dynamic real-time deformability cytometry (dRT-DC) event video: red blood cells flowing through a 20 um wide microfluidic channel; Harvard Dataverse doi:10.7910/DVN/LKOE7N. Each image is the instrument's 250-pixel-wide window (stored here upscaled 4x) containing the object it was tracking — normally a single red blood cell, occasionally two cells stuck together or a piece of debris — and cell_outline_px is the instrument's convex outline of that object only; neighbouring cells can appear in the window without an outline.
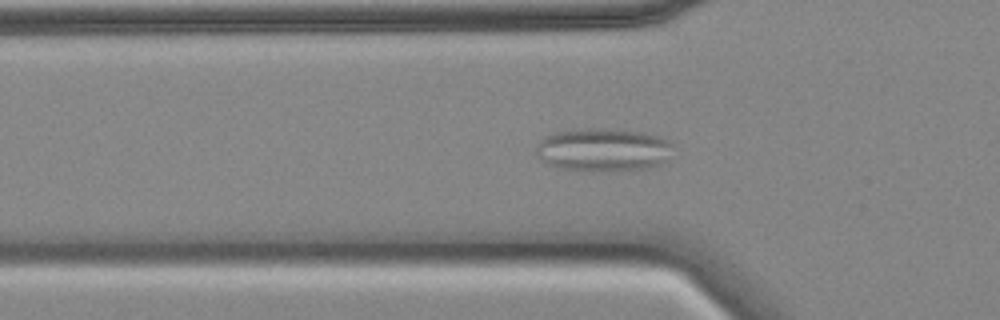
{"species": "common noctule bat (a hibernating species)", "species_latin": "Nyctalus noctula", "temperature_condition": "cold", "stored_images_in_passage": 55, "camera_frame_rate_fps": 3000, "um_per_image_px": 0.085, "animal": {"sex": "female", "body_mass_g": 18.4}, "frame": {"image": 1, "passage_image": 15, "time_ms": 4.667, "image_size_px": [1000, 320], "cell_outline_px": [[672, 144], [664, 160], [660, 164], [644, 168], [616, 172], [560, 168], [548, 164], [540, 160], [536, 156], [536, 148], [540, 140], [556, 132], [580, 128], [608, 128], [640, 132], [656, 136], [668, 140]], "centroid_in_image_um": [51.21, 12.73], "position_along_channel_um": 74.6, "area_um2": 34.22}}
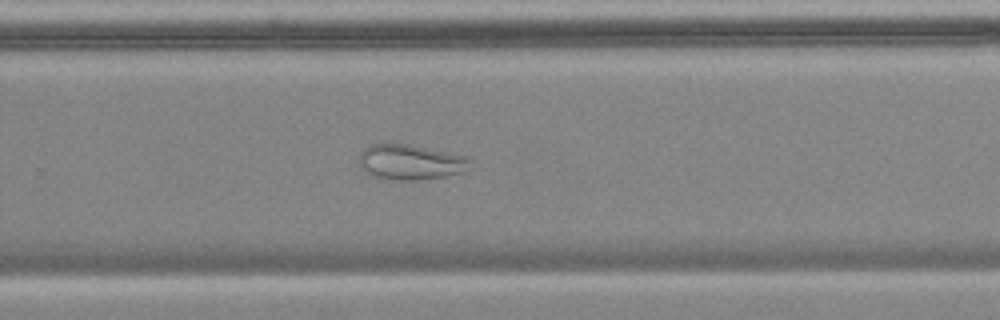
{"frame": {"image": 2, "passage_image": 34, "time_ms": 11.0, "image_size_px": [1000, 320], "cell_outline_px": [[472, 160], [460, 172], [444, 176], [416, 180], [392, 180], [376, 176], [360, 168], [360, 156], [364, 148], [368, 144], [408, 144], [468, 156]], "centroid_in_image_um": [34.86, 13.76], "position_along_channel_um": 294.9, "area_um2": 22.37}}
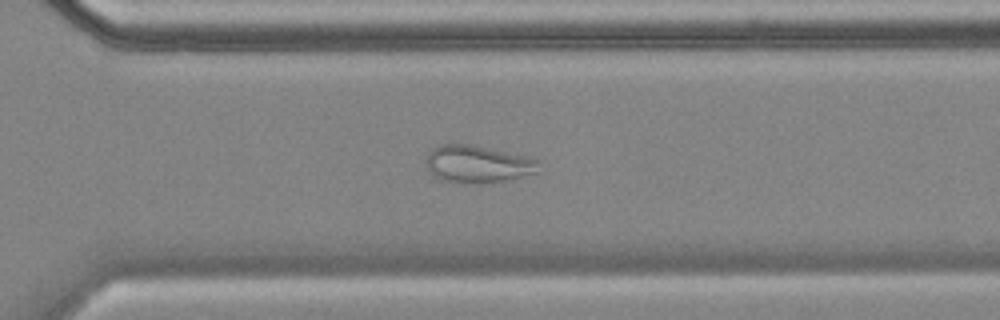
{"frame": {"image": 3, "passage_image": 37, "time_ms": 12.0, "image_size_px": [1000, 320], "cell_outline_px": [[536, 172], [488, 184], [468, 184], [440, 180], [432, 176], [428, 172], [428, 152], [432, 148], [440, 144], [468, 144], [488, 148], [524, 156], [536, 160]], "centroid_in_image_um": [40.5, 13.97], "position_along_channel_um": 330.1, "area_um2": 24.22}, "authors_computed_cell_mechanics": {"area_um2": 28.9578, "velocity_mm_per_s": 3.4889, "shape_relaxation_time_tau1_ms": null, "shape_relaxation_time_tau2_ms": 1.9155, "deformation_change_tau1": null, "deformation_change_tau2": 0.0782}}